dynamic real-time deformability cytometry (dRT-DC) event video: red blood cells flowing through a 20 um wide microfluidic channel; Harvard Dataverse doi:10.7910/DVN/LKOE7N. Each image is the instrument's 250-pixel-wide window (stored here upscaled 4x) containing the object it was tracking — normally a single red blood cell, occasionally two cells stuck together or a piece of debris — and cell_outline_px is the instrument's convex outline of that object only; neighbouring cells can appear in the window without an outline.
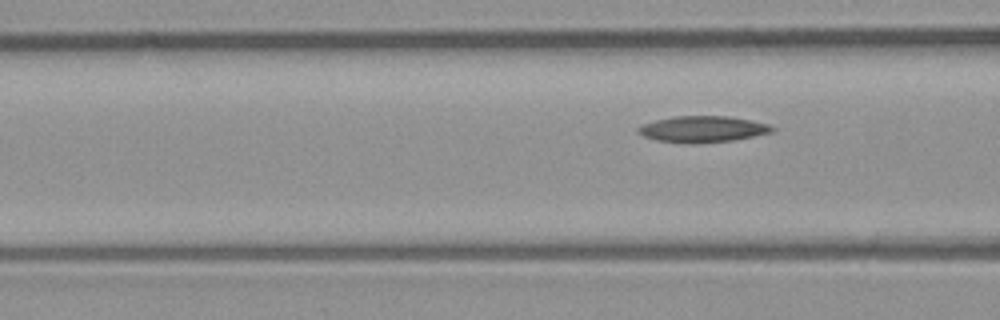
{"species": "common noctule bat (a hibernating species)", "species_latin": "Nyctalus noctula", "temperature_condition": "room temperature", "stored_images_in_passage": 7, "segment_of_instrument_passage": [2, 2], "camera_frame_rate_fps": 3000, "um_per_image_px": 0.085, "animal": {"sex": "male", "body_mass_g": 23.1, "forearm_length_mm": 52.7}, "frame": {"image": 1, "passage_image": 7, "time_ms": 2.0, "image_size_px": [1000, 320], "cell_outline_px": [[776, 128], [772, 132], [736, 140], [696, 144], [684, 144], [656, 140], [644, 136], [636, 132], [636, 128], [644, 124], [656, 120], [676, 116], [728, 116], [752, 120], [768, 124]], "centroid_in_image_um": [59.73, 10.99], "position_along_channel_um": 106.9, "area_um2": 20.75}}